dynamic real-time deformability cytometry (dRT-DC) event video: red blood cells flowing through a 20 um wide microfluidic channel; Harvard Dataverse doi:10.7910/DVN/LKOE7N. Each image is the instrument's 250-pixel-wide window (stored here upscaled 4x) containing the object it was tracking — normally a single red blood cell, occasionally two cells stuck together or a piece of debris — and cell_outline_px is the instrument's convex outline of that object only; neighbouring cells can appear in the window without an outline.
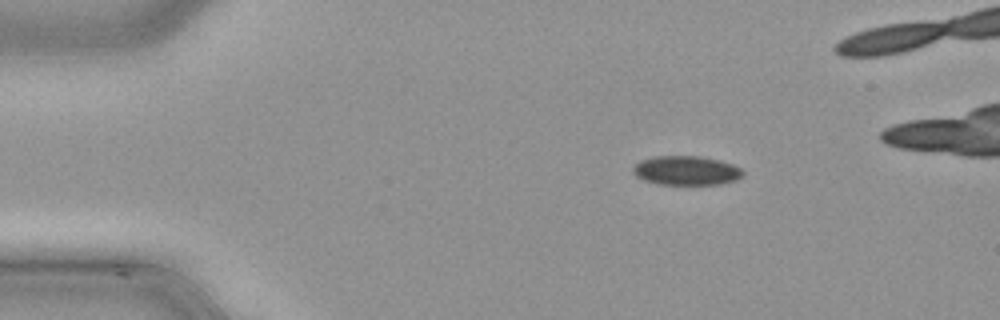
{"species": "common noctule bat (a hibernating species)", "species_latin": "Nyctalus noctula", "temperature_condition": "cold", "stored_images_in_passage": 44, "camera_frame_rate_fps": 3000, "um_per_image_px": 0.085, "animal": {"sex": "male", "body_mass_g": 21.5, "forearm_length_mm": 52.0}, "frame": {"image": 1, "passage_image": 9, "time_ms": 2.667, "image_size_px": [1000, 320], "cell_outline_px": [[744, 176], [736, 180], [716, 184], [660, 184], [644, 180], [636, 176], [632, 172], [632, 168], [640, 160], [652, 156], [700, 156], [720, 160], [732, 164], [740, 168], [744, 172]], "centroid_in_image_um": [58.33, 14.48], "position_along_channel_um": 26.7, "area_um2": 18.73}}
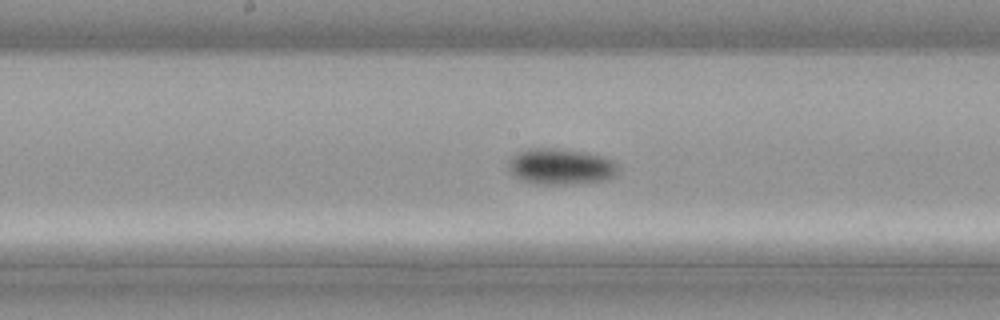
{"frame": {"image": 2, "passage_image": 26, "time_ms": 8.333, "image_size_px": [1000, 320], "cell_outline_px": [[620, 168], [616, 176], [608, 180], [572, 184], [532, 184], [508, 172], [508, 160], [512, 156], [528, 148], [556, 148], [584, 152], [600, 156], [612, 160]], "centroid_in_image_um": [47.67, 14.17], "position_along_channel_um": 200.5, "area_um2": 23.24}}
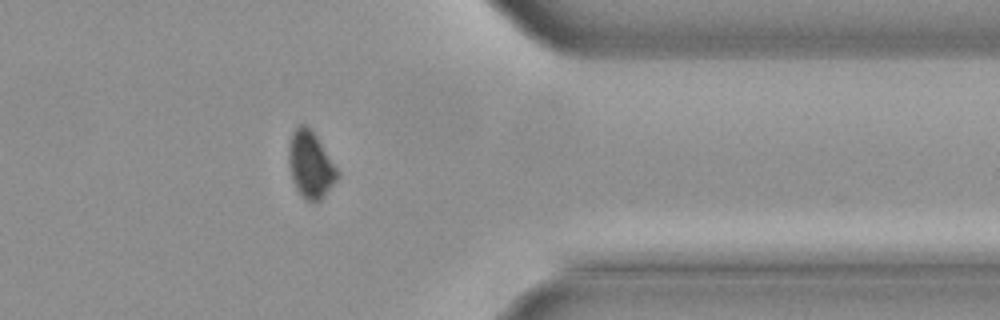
{"frame": {"image": 3, "passage_image": 40, "time_ms": 13.0, "image_size_px": [1000, 320], "cell_outline_px": [[340, 176], [320, 200], [308, 200], [296, 188], [292, 180], [288, 164], [288, 148], [292, 132], [300, 124], [304, 124], [316, 136], [340, 172]], "centroid_in_image_um": [26.39, 13.99], "position_along_channel_um": 385.0, "area_um2": 18.61}}